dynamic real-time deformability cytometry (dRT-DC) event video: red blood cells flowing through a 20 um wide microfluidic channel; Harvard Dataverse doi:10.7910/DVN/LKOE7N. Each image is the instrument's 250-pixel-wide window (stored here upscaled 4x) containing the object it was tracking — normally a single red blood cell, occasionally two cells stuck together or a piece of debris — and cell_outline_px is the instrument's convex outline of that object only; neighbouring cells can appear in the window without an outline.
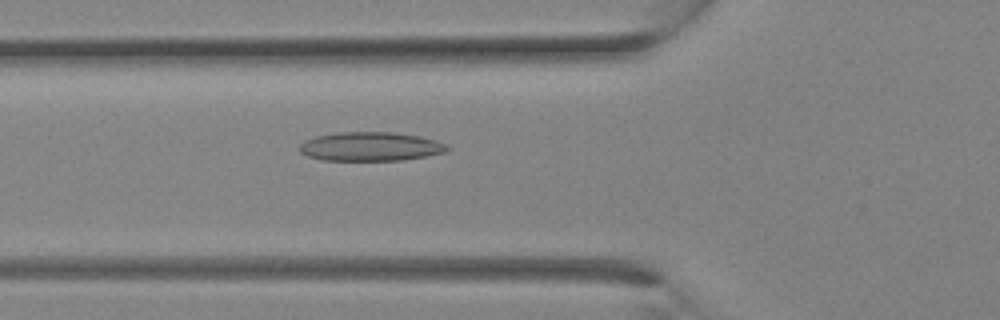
{"species": "Egyptian fruit bat (a non-hibernating species)", "species_latin": "Rousettus aegyptiacus", "temperature_condition": "room temperature", "stored_images_in_passage": 8, "camera_frame_rate_fps": 3000, "um_per_image_px": 0.085, "animal": {"sex": "female"}, "frame": {"image": 1, "passage_image": 6, "time_ms": 1.667, "image_size_px": [1000, 320], "cell_outline_px": [[452, 148], [444, 152], [428, 156], [404, 160], [320, 160], [308, 156], [300, 152], [300, 144], [304, 140], [316, 136], [340, 132], [388, 132], [416, 136], [436, 140], [448, 144]], "centroid_in_image_um": [31.51, 12.46], "position_along_channel_um": 94.3, "area_um2": 24.91}}
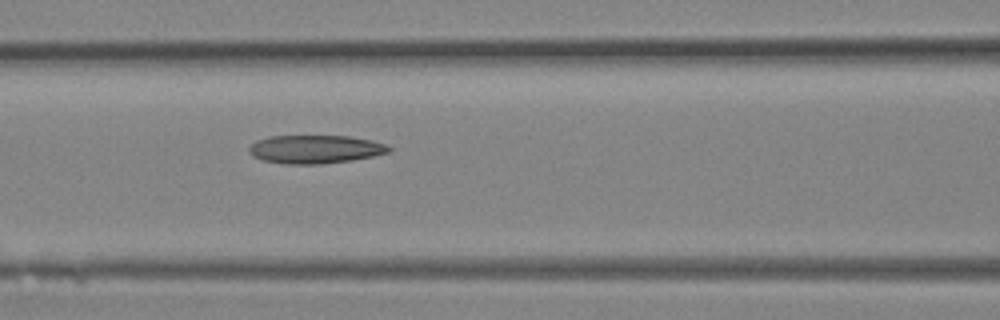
{"frame": {"image": 2, "passage_image": 8, "time_ms": 2.333, "image_size_px": [1000, 320], "cell_outline_px": [[392, 148], [388, 152], [372, 156], [352, 160], [320, 164], [288, 164], [264, 160], [252, 156], [248, 152], [248, 148], [256, 140], [268, 136], [348, 136], [372, 140], [384, 144]], "centroid_in_image_um": [26.76, 12.68], "position_along_channel_um": 139.8, "area_um2": 23.0}}